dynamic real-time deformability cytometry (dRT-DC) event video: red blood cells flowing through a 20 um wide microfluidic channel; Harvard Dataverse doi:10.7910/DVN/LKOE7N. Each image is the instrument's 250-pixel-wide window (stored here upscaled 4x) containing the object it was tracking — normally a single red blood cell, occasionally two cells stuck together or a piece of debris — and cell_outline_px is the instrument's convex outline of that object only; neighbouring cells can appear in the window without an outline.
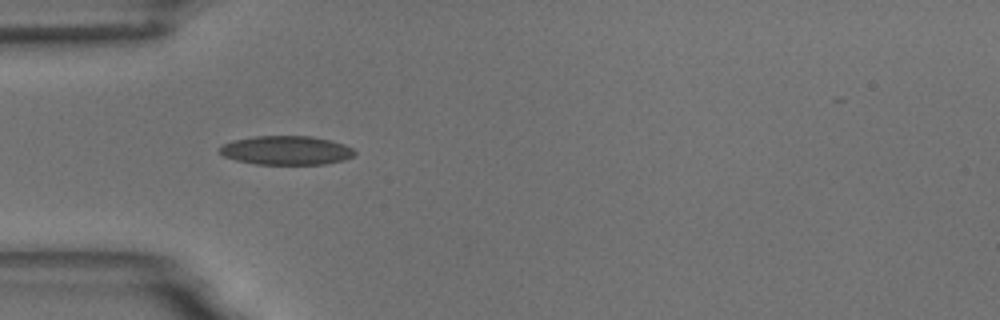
{"species": "common noctule bat (a hibernating species)", "species_latin": "Nyctalus noctula", "temperature_condition": "room temperature", "stored_images_in_passage": 39, "camera_frame_rate_fps": 3000, "um_per_image_px": 0.085, "animal": {"sex": "male", "body_mass_g": 18.8}, "frame": {"image": 1, "passage_image": 1, "time_ms": 0.0, "image_size_px": [1000, 320], "cell_outline_px": [[356, 156], [344, 160], [324, 164], [256, 164], [236, 160], [224, 156], [220, 152], [220, 148], [224, 144], [232, 140], [256, 136], [312, 136], [344, 144], [352, 148], [356, 152]], "centroid_in_image_um": [24.36, 12.78], "position_along_channel_um": 60.6, "area_um2": 22.72}}
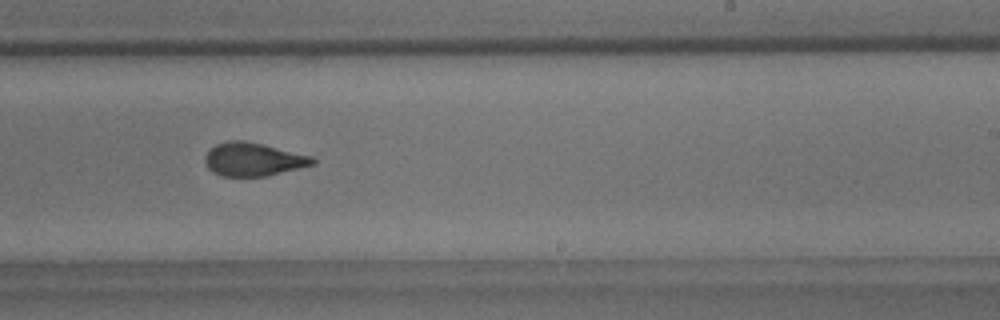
{"frame": {"image": 2, "passage_image": 18, "time_ms": 5.667, "image_size_px": [1000, 320], "cell_outline_px": [[316, 164], [300, 168], [264, 176], [220, 176], [212, 172], [208, 168], [204, 160], [204, 156], [216, 144], [228, 140], [244, 140], [264, 144], [312, 156], [316, 160]], "centroid_in_image_um": [21.52, 13.54], "position_along_channel_um": 267.5, "area_um2": 20.98}}
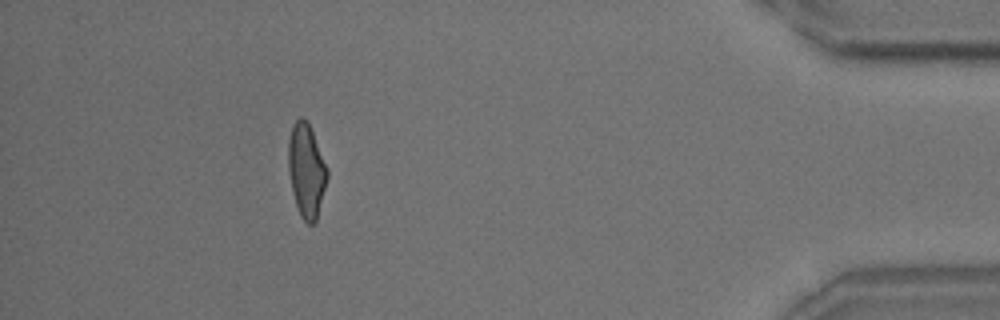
{"frame": {"image": 3, "passage_image": 34, "time_ms": 11.0, "image_size_px": [1000, 320], "cell_outline_px": [[328, 176], [316, 220], [312, 224], [308, 224], [300, 216], [292, 192], [288, 168], [288, 140], [292, 124], [300, 116], [308, 120], [328, 168]], "centroid_in_image_um": [26.03, 14.44], "position_along_channel_um": 409.2, "area_um2": 21.39}}